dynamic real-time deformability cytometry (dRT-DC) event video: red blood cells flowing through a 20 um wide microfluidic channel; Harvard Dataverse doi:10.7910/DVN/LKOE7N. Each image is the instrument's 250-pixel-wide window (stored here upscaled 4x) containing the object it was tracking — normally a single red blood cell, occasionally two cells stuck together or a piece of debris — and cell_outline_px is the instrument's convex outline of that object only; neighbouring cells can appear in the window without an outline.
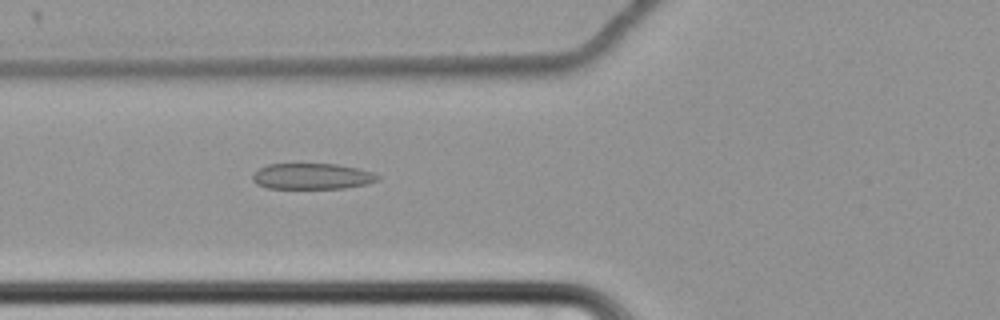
{"species": "common noctule bat (a hibernating species)", "species_latin": "Nyctalus noctula", "temperature_condition": "cold", "stored_images_in_passage": 47, "camera_frame_rate_fps": 3000, "um_per_image_px": 0.085, "animal": {"sex": "female", "body_mass_g": 22.7, "forearm_length_mm": 54.2}, "frame": {"image": 1, "passage_image": 10, "time_ms": 3.0, "image_size_px": [1000, 320], "cell_outline_px": [[380, 180], [368, 184], [344, 188], [268, 188], [256, 184], [252, 180], [252, 176], [260, 168], [268, 164], [336, 164], [356, 168], [372, 172], [380, 176]], "centroid_in_image_um": [26.55, 14.99], "position_along_channel_um": 99.3, "area_um2": 18.84}}
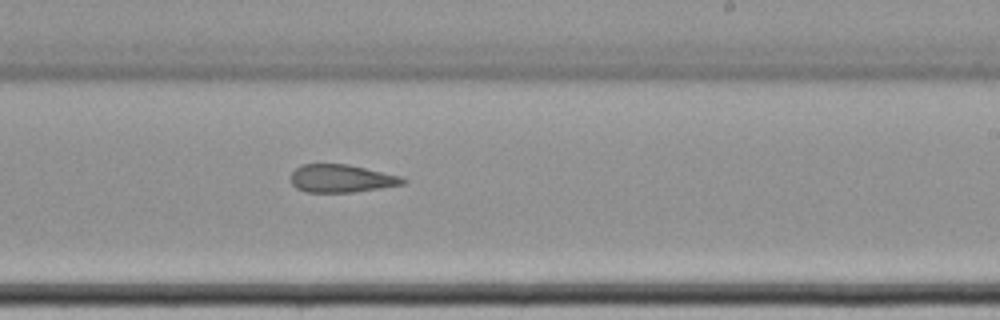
{"frame": {"image": 2, "passage_image": 24, "time_ms": 7.667, "image_size_px": [1000, 320], "cell_outline_px": [[408, 180], [404, 184], [380, 188], [352, 192], [304, 192], [296, 188], [292, 184], [288, 176], [300, 164], [348, 164], [400, 176]], "centroid_in_image_um": [28.97, 15.17], "position_along_channel_um": 260.0, "area_um2": 18.32}}
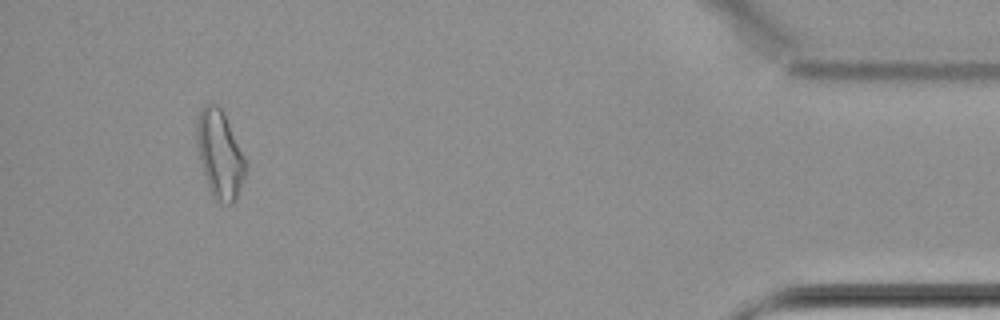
{"frame": {"image": 3, "passage_image": 43, "time_ms": 14.0, "image_size_px": [1000, 320], "cell_outline_px": [[248, 164], [244, 176], [236, 196], [232, 204], [220, 204], [212, 196], [204, 176], [200, 160], [196, 136], [196, 120], [204, 104], [216, 104], [220, 108], [248, 160]], "centroid_in_image_um": [18.69, 13.13], "position_along_channel_um": 416.5, "area_um2": 24.91}, "authors_computed_cell_mechanics": {"area_um2": 19.9988, "velocity_mm_per_s": 3.4444, "shape_relaxation_time_tau1_ms": null, "shape_relaxation_time_tau2_ms": 4.3197, "deformation_change_tau1": null, "deformation_change_tau2": 0.138}}